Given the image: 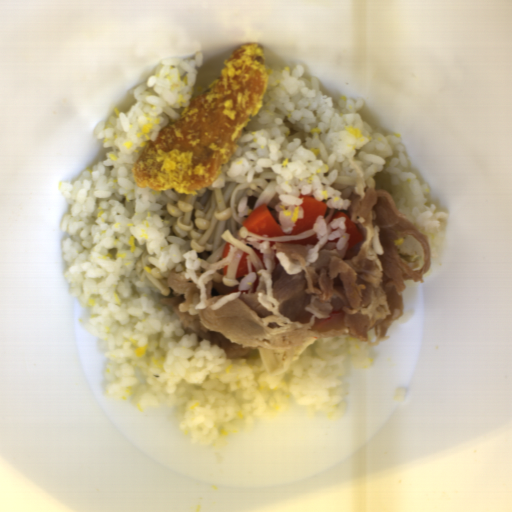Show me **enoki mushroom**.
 Wrapping results in <instances>:
<instances>
[{
  "label": "enoki mushroom",
  "mask_w": 512,
  "mask_h": 512,
  "mask_svg": "<svg viewBox=\"0 0 512 512\" xmlns=\"http://www.w3.org/2000/svg\"><path fill=\"white\" fill-rule=\"evenodd\" d=\"M277 186L274 170L266 166L252 180L237 183L229 179L220 187L210 184L197 192L174 189L178 199L162 206L160 217L169 221L172 236L189 241L198 255L199 265L207 270L220 260L227 244L233 245L236 255L227 266L222 283L227 286L239 285L236 275L244 253H248V275L252 273V265L256 271L265 269L256 252L237 237L281 242L311 238L316 234L313 227L291 236L264 237L251 233L243 226L242 222L262 204L268 205L276 224L282 226L276 209L279 199Z\"/></svg>",
  "instance_id": "1"
},
{
  "label": "enoki mushroom",
  "mask_w": 512,
  "mask_h": 512,
  "mask_svg": "<svg viewBox=\"0 0 512 512\" xmlns=\"http://www.w3.org/2000/svg\"><path fill=\"white\" fill-rule=\"evenodd\" d=\"M186 267L179 263L173 267L170 271H160L154 265L151 264L149 256L145 251L136 262V271L141 280L149 282L160 289L163 296H167L171 293V287H167V282L170 274L174 272H180Z\"/></svg>",
  "instance_id": "2"
},
{
  "label": "enoki mushroom",
  "mask_w": 512,
  "mask_h": 512,
  "mask_svg": "<svg viewBox=\"0 0 512 512\" xmlns=\"http://www.w3.org/2000/svg\"><path fill=\"white\" fill-rule=\"evenodd\" d=\"M348 161L356 170L358 177H352L345 174L339 175L336 177L334 183L330 186H334L345 199L352 194H357L361 200L364 198L365 191L367 189L364 183L363 171L355 160L349 157Z\"/></svg>",
  "instance_id": "3"
},
{
  "label": "enoki mushroom",
  "mask_w": 512,
  "mask_h": 512,
  "mask_svg": "<svg viewBox=\"0 0 512 512\" xmlns=\"http://www.w3.org/2000/svg\"><path fill=\"white\" fill-rule=\"evenodd\" d=\"M335 210H336V209H331V208H330L328 215L324 218L327 224H328V223H329V221L331 220V218H332V216H333V214H334Z\"/></svg>",
  "instance_id": "4"
}]
</instances>
